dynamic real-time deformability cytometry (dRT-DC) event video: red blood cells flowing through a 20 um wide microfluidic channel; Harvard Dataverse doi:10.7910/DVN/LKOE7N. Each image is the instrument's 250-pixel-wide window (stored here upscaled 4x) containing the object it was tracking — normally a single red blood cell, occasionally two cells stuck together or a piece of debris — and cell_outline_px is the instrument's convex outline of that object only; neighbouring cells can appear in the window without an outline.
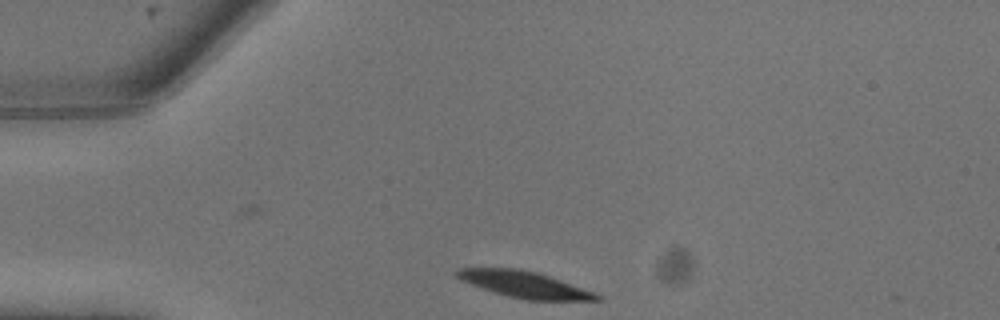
{"species": "common noctule bat (a hibernating species)", "species_latin": "Nyctalus noctula", "temperature_condition": "warm", "stored_images_in_passage": 4, "camera_frame_rate_fps": 3000, "um_per_image_px": 0.085, "animal": {"sex": "male", "body_mass_g": 13.3}, "frame": {"image": 1, "passage_image": 1, "time_ms": 0.0, "image_size_px": [1000, 320], "cell_outline_px": [[604, 300], [524, 300], [508, 296], [460, 280], [452, 276], [452, 272], [456, 268], [516, 268], [536, 272], [596, 292]], "centroid_in_image_um": [44.54, 24.17], "position_along_channel_um": 40.5, "area_um2": 21.44}}